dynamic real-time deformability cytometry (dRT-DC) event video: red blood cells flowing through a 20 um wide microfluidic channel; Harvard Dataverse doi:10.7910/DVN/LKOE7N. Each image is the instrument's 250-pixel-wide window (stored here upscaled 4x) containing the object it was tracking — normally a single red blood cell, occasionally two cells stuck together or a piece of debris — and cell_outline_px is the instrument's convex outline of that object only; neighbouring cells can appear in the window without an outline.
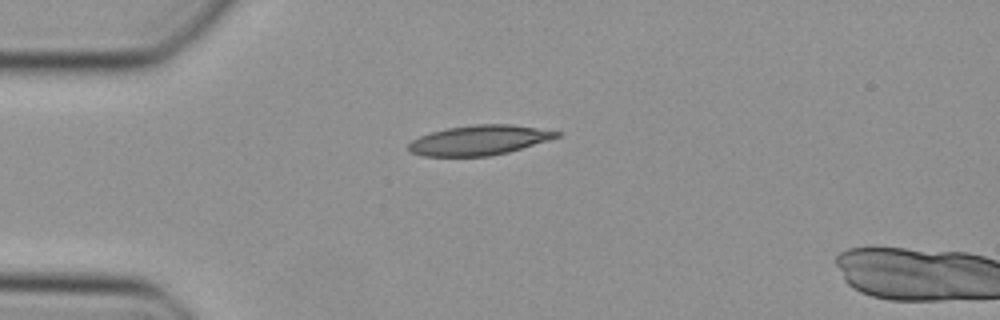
{"species": "Egyptian fruit bat (a non-hibernating species)", "species_latin": "Rousettus aegyptiacus", "temperature_condition": "cold", "stored_images_in_passage": 4, "camera_frame_rate_fps": 3000, "um_per_image_px": 0.085, "animal": {"sex": "female"}, "frame": {"image": 1, "passage_image": 1, "time_ms": 0.0, "image_size_px": [1000, 320], "cell_outline_px": [[560, 136], [548, 140], [508, 152], [488, 156], [424, 156], [412, 152], [408, 148], [408, 144], [412, 140], [420, 136], [432, 132], [448, 128], [476, 124], [508, 124], [536, 128], [560, 132]], "centroid_in_image_um": [40.71, 11.92], "position_along_channel_um": 44.3, "area_um2": 25.32}}